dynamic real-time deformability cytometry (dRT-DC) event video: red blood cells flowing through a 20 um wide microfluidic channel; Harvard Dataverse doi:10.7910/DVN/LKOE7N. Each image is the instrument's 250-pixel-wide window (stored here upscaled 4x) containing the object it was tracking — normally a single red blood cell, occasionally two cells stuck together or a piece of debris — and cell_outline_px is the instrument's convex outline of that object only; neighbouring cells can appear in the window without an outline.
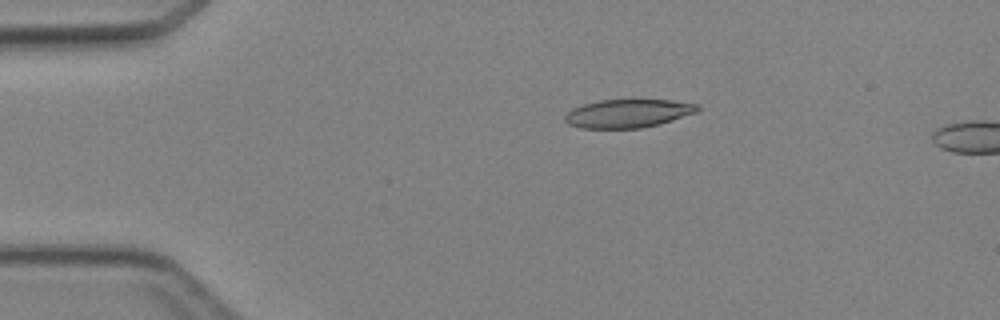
{"species": "Egyptian fruit bat (a non-hibernating species)", "species_latin": "Rousettus aegyptiacus", "temperature_condition": "cold", "stored_images_in_passage": 4, "camera_frame_rate_fps": 3000, "um_per_image_px": 0.085, "animal": {"sex": "female"}, "frame": {"image": 1, "passage_image": 3, "time_ms": 2.333, "image_size_px": [1000, 320], "cell_outline_px": [[700, 108], [696, 112], [660, 124], [640, 128], [580, 128], [568, 124], [564, 120], [564, 116], [572, 108], [584, 104], [600, 100], [672, 100], [696, 104]], "centroid_in_image_um": [53.35, 9.64], "position_along_channel_um": 31.7, "area_um2": 21.79}}